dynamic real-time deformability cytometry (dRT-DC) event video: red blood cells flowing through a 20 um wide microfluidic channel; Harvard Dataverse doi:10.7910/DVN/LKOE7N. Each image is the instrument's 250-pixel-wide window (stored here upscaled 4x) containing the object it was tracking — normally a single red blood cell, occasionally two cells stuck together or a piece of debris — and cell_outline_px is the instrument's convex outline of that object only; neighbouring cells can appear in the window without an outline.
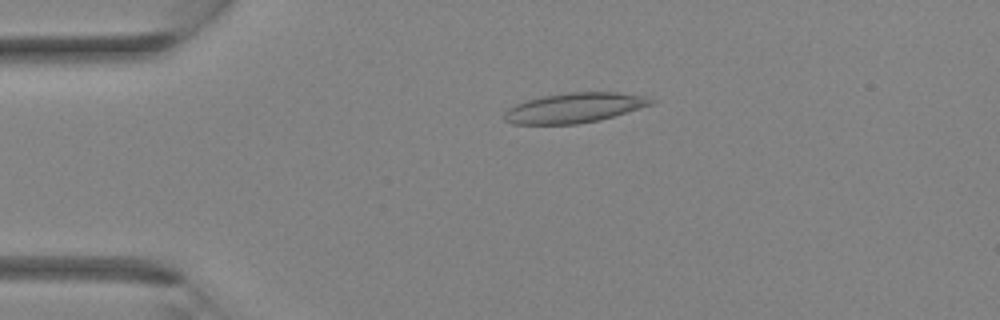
{"species": "Egyptian fruit bat (a non-hibernating species)", "species_latin": "Rousettus aegyptiacus", "temperature_condition": "room temperature", "stored_images_in_passage": 35, "camera_frame_rate_fps": 3000, "um_per_image_px": 0.085, "animal": {"sex": "female"}, "frame": {"image": 1, "passage_image": 8, "time_ms": 2.333, "image_size_px": [1000, 320], "cell_outline_px": [[660, 100], [652, 104], [600, 120], [576, 124], [512, 124], [504, 120], [504, 112], [508, 108], [524, 100], [544, 96], [568, 92], [616, 92], [648, 96]], "centroid_in_image_um": [48.84, 9.16], "position_along_channel_um": 36.2, "area_um2": 25.72}}
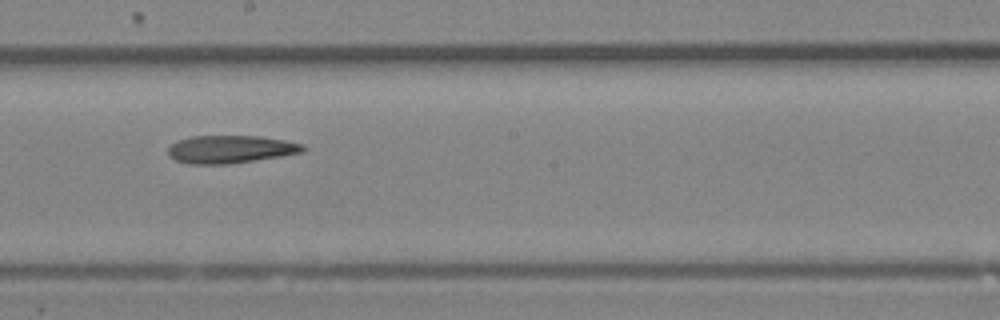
{"frame": {"image": 2, "passage_image": 20, "time_ms": 6.333, "image_size_px": [1000, 320], "cell_outline_px": [[308, 148], [304, 152], [256, 160], [228, 164], [188, 164], [176, 160], [168, 156], [168, 148], [172, 144], [180, 140], [192, 136], [260, 136], [284, 140], [304, 144]], "centroid_in_image_um": [19.62, 12.69], "position_along_channel_um": 228.6, "area_um2": 21.91}}
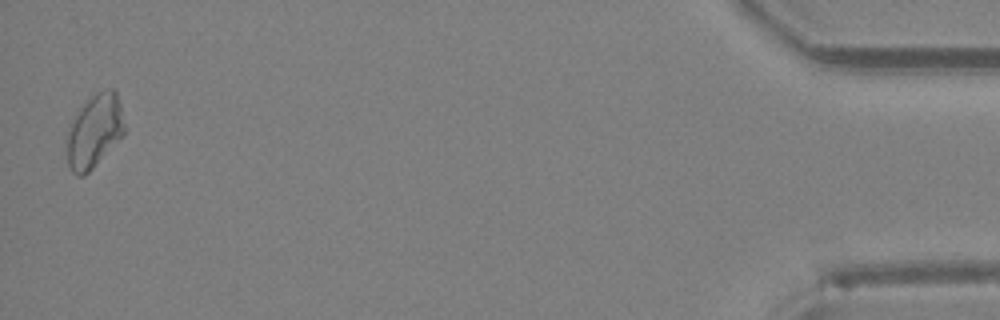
{"frame": {"image": 3, "passage_image": 35, "time_ms": 11.333, "image_size_px": [1000, 320], "cell_outline_px": [[124, 132], [92, 168], [84, 176], [76, 176], [72, 172], [68, 164], [64, 148], [64, 140], [68, 124], [76, 112], [96, 92], [104, 88], [112, 88], [116, 92], [124, 124]], "centroid_in_image_um": [7.92, 11.15], "position_along_channel_um": 427.3, "area_um2": 24.68}}